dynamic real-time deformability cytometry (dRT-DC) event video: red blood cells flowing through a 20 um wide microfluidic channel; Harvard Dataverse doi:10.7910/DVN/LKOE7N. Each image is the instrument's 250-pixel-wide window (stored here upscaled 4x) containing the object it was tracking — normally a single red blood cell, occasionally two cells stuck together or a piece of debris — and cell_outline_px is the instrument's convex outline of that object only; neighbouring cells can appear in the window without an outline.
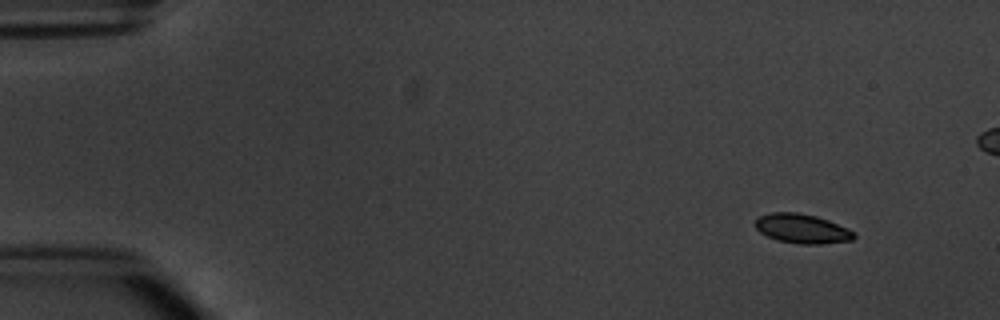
{"species": "common noctule bat (a hibernating species)", "species_latin": "Nyctalus noctula", "temperature_condition": "warm", "stored_images_in_passage": 5, "camera_frame_rate_fps": 3000, "um_per_image_px": 0.085, "animal": {"sex": "male", "body_mass_g": 20.1, "forearm_length_mm": 53.5}, "frame": {"image": 1, "passage_image": 1, "time_ms": 0.0, "image_size_px": [1000, 320], "cell_outline_px": [[856, 236], [852, 240], [820, 244], [796, 244], [776, 240], [760, 232], [756, 228], [756, 220], [760, 216], [768, 212], [796, 212], [816, 216], [828, 220], [848, 228]], "centroid_in_image_um": [68.16, 19.44], "position_along_channel_um": 16.8, "area_um2": 16.88}}